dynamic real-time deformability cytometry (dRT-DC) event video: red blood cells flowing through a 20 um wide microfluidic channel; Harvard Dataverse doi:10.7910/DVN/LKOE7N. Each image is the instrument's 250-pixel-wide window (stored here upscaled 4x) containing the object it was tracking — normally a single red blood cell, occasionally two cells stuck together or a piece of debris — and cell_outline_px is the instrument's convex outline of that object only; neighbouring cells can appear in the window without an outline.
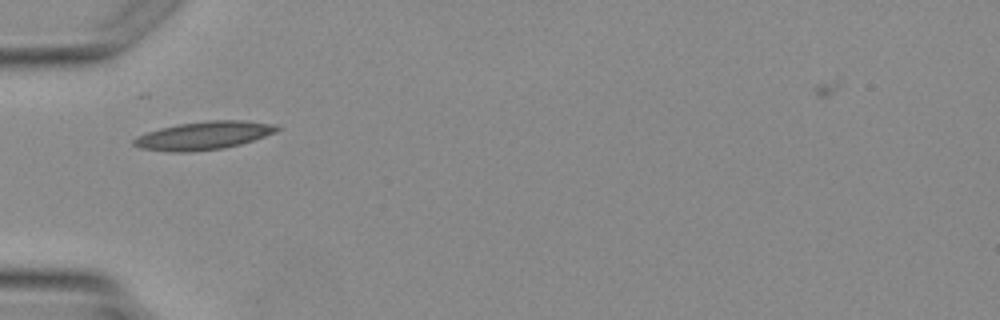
{"species": "Egyptian fruit bat (a non-hibernating species)", "species_latin": "Rousettus aegyptiacus", "temperature_condition": "warm", "stored_images_in_passage": 1, "camera_frame_rate_fps": 3000, "um_per_image_px": 0.085, "animal": {"sex": "female"}, "frame": {"image": 1, "passage_image": 1, "time_ms": 0.0, "image_size_px": [1000, 320], "cell_outline_px": [[284, 128], [276, 132], [240, 144], [224, 148], [192, 152], [168, 152], [140, 148], [132, 144], [132, 140], [136, 136], [160, 128], [180, 124], [208, 120], [244, 120], [276, 124]], "centroid_in_image_um": [17.33, 11.52], "position_along_channel_um": 67.7, "area_um2": 23.64}}